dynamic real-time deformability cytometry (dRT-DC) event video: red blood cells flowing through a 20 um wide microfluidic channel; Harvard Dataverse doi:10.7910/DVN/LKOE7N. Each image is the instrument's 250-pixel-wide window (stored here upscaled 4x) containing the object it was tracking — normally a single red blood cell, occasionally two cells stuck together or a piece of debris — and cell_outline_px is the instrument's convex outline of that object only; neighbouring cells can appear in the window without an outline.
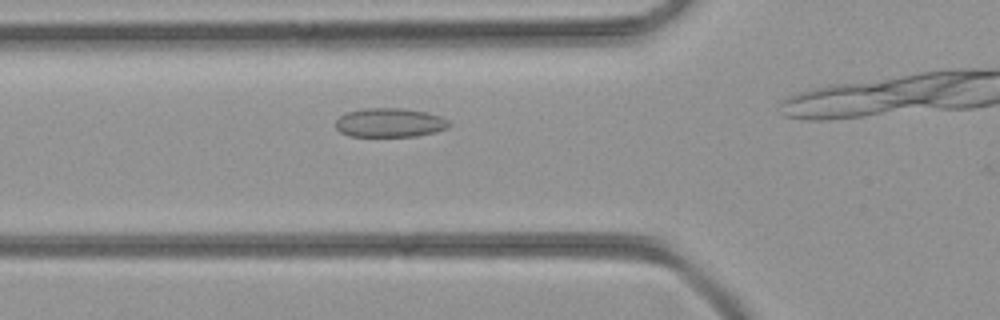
{"species": "common noctule bat (a hibernating species)", "species_latin": "Nyctalus noctula", "temperature_condition": "room temperature", "stored_images_in_passage": 9, "camera_frame_rate_fps": 3000, "um_per_image_px": 0.085, "animal": {"sex": "female", "body_mass_g": 21.9}, "frame": {"image": 1, "passage_image": 8, "time_ms": 2.333, "image_size_px": [1000, 320], "cell_outline_px": [[452, 124], [448, 128], [416, 136], [348, 136], [340, 132], [336, 128], [336, 120], [340, 116], [348, 112], [364, 108], [404, 108], [424, 112], [440, 116], [448, 120]], "centroid_in_image_um": [33.12, 10.42], "position_along_channel_um": 92.7, "area_um2": 19.13}}